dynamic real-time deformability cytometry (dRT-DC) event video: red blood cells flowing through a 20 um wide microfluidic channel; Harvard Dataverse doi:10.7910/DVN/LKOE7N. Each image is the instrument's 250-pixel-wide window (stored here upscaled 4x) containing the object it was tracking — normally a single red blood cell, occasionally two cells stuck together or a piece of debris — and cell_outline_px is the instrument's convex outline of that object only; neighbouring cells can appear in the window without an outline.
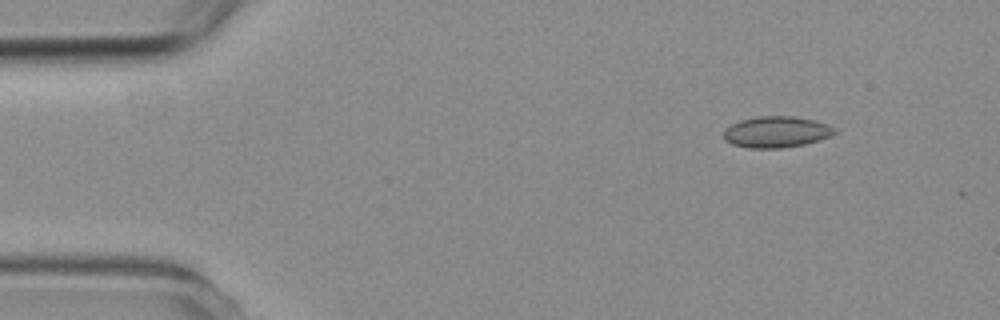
{"species": "common noctule bat (a hibernating species)", "species_latin": "Nyctalus noctula", "temperature_condition": "room temperature", "stored_images_in_passage": 4, "camera_frame_rate_fps": 3000, "um_per_image_px": 0.085, "animal": {"sex": "female", "body_mass_g": 19.3, "forearm_length_mm": 54.1}, "frame": {"image": 1, "passage_image": 1, "time_ms": 0.0, "image_size_px": [1000, 320], "cell_outline_px": [[836, 132], [828, 136], [804, 144], [784, 148], [748, 148], [732, 144], [724, 140], [724, 132], [732, 124], [740, 120], [756, 116], [796, 116], [828, 124], [836, 128]], "centroid_in_image_um": [65.97, 11.21], "position_along_channel_um": 19.0, "area_um2": 20.06}}